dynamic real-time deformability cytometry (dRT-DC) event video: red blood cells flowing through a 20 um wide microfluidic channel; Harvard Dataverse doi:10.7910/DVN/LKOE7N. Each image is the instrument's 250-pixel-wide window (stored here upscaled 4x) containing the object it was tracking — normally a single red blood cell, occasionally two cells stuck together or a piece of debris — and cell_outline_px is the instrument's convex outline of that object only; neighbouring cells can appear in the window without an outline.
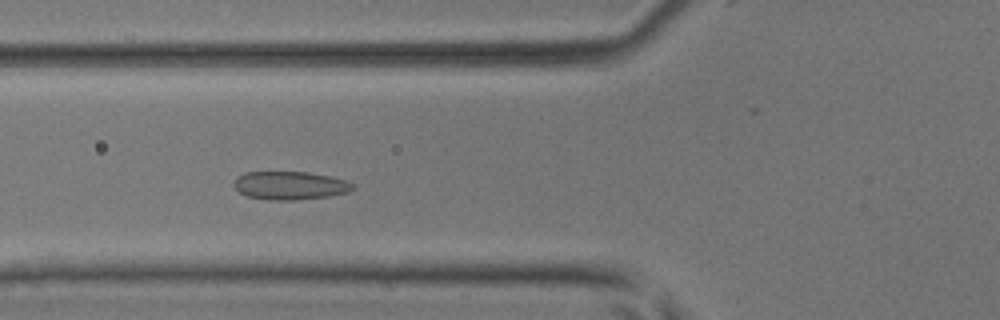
{"species": "common noctule bat (a hibernating species)", "species_latin": "Nyctalus noctula", "temperature_condition": "room temperature", "stored_images_in_passage": 44, "camera_frame_rate_fps": 3000, "um_per_image_px": 0.085, "animal": {"sex": "male", "body_mass_g": 17.9, "forearm_length_mm": 54.2}, "frame": {"image": 1, "passage_image": 13, "time_ms": 4.0, "image_size_px": [1000, 320], "cell_outline_px": [[356, 188], [348, 192], [328, 196], [292, 200], [268, 200], [248, 196], [240, 192], [232, 184], [236, 176], [244, 172], [308, 172], [332, 176], [356, 184]], "centroid_in_image_um": [24.66, 15.76], "position_along_channel_um": 101.1, "area_um2": 19.71}}
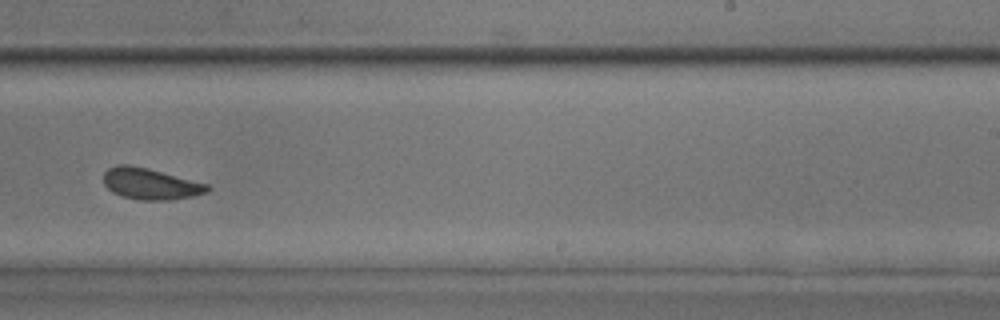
{"frame": {"image": 2, "passage_image": 26, "time_ms": 8.333, "image_size_px": [1000, 320], "cell_outline_px": [[212, 188], [208, 192], [192, 196], [168, 200], [140, 200], [120, 196], [112, 192], [104, 184], [104, 172], [108, 168], [116, 164], [128, 164], [148, 168], [208, 184]], "centroid_in_image_um": [12.77, 15.62], "position_along_channel_um": 276.2, "area_um2": 19.02}}
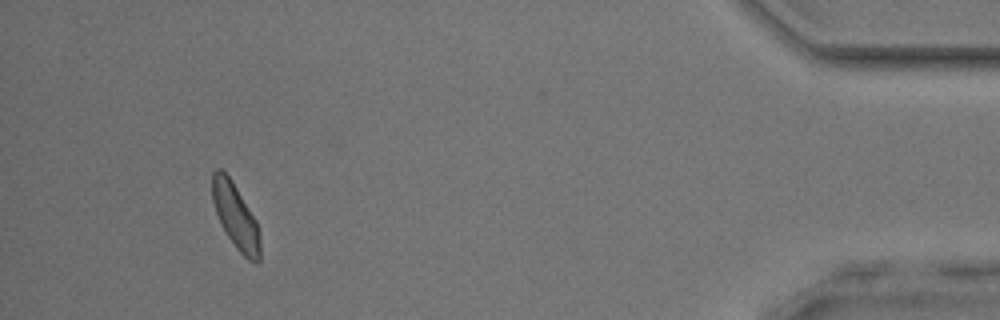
{"frame": {"image": 3, "passage_image": 41, "time_ms": 13.333, "image_size_px": [1000, 320], "cell_outline_px": [[260, 260], [248, 260], [236, 248], [228, 236], [216, 212], [212, 200], [212, 172], [216, 168], [220, 168], [232, 180], [256, 220], [260, 240]], "centroid_in_image_um": [20.01, 18.34], "position_along_channel_um": 415.2, "area_um2": 17.74}, "authors_computed_cell_mechanics": {"area_um2": 19.0451, "velocity_mm_per_s": 4.0545, "shape_relaxation_time_tau1_ms": 3.8601, "shape_relaxation_time_tau2_ms": 1.1329, "deformation_change_tau1": 0.0901, "deformation_change_tau2": 0.0812}}